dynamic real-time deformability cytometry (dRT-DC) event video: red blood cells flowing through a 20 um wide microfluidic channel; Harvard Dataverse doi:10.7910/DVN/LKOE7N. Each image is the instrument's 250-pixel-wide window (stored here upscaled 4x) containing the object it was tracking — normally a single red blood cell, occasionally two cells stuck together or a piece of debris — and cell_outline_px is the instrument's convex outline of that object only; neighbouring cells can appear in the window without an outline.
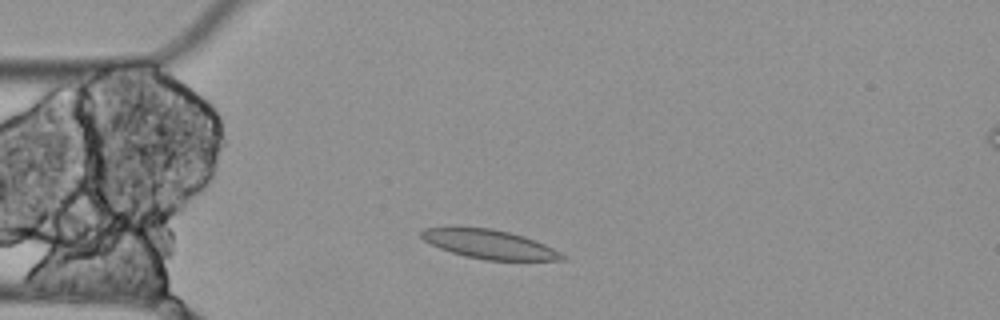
{"species": "Egyptian fruit bat (a non-hibernating species)", "species_latin": "Rousettus aegyptiacus", "temperature_condition": "cold", "stored_images_in_passage": 5, "camera_frame_rate_fps": 3000, "um_per_image_px": 0.085, "animal": {"sex": "female"}, "frame": {"image": 1, "passage_image": 2, "time_ms": 0.333, "image_size_px": [1000, 320], "cell_outline_px": [[564, 260], [484, 260], [464, 256], [440, 248], [424, 240], [420, 236], [420, 232], [424, 228], [492, 228], [524, 236], [544, 244], [560, 252], [564, 256]], "centroid_in_image_um": [41.6, 20.77], "position_along_channel_um": 43.4, "area_um2": 23.35}}
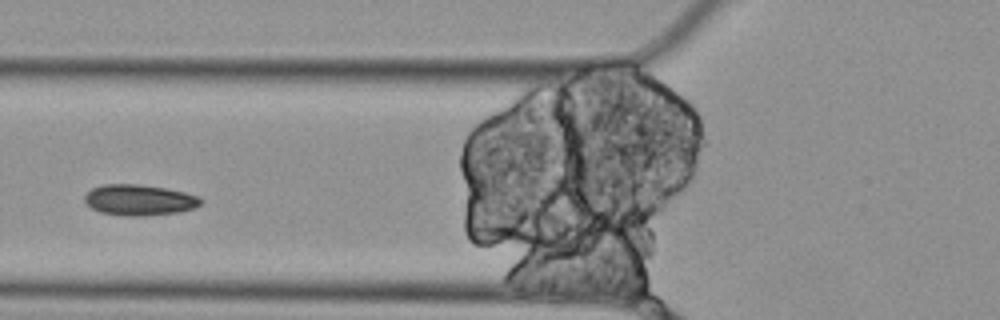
{"frame": {"image": 2, "passage_image": 4, "time_ms": 1.0, "image_size_px": [1000, 320], "cell_outline_px": [[200, 204], [192, 208], [180, 212], [144, 216], [128, 216], [100, 212], [92, 208], [84, 200], [84, 196], [92, 188], [104, 184], [136, 184], [164, 188], [184, 192], [196, 196], [200, 200]], "centroid_in_image_um": [11.8, 17.0], "position_along_channel_um": 114.0, "area_um2": 20.58}}
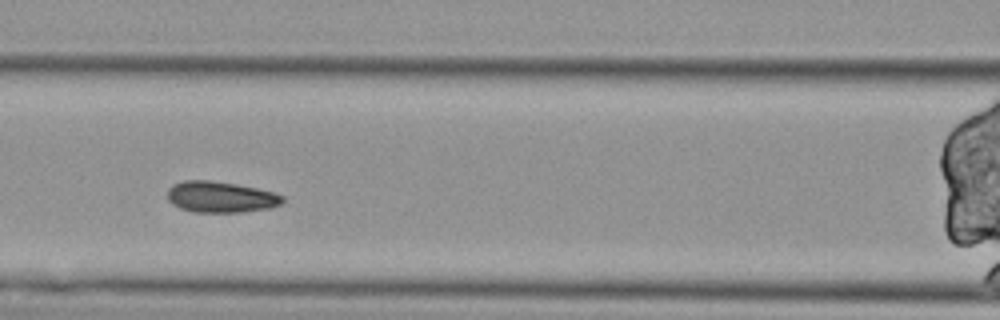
{"frame": {"image": 3, "passage_image": 5, "time_ms": 1.333, "image_size_px": [1000, 320], "cell_outline_px": [[284, 200], [280, 204], [268, 208], [240, 212], [192, 212], [180, 208], [172, 204], [168, 200], [168, 188], [172, 184], [184, 180], [208, 180], [236, 184], [256, 188], [272, 192], [284, 196]], "centroid_in_image_um": [18.71, 16.74], "position_along_channel_um": 147.9, "area_um2": 20.81}}